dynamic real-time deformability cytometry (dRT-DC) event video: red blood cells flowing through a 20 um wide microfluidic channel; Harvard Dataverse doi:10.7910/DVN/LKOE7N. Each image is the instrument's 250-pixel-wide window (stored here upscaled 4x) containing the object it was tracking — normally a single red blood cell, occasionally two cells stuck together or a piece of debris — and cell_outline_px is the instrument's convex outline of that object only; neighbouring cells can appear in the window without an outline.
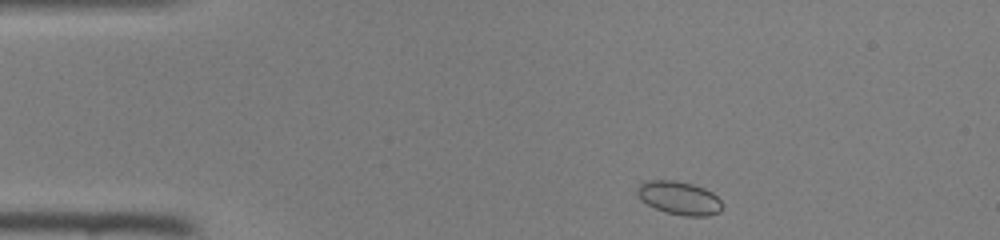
{"species": "common noctule bat (a hibernating species)", "species_latin": "Nyctalus noctula", "temperature_condition": "room temperature", "stored_images_in_passage": 8, "camera_frame_rate_fps": 3000, "um_per_image_px": 0.085, "animal": {"sex": "female", "body_mass_g": 22.0, "forearm_length_mm": 56.7}, "frame": {"image": 1, "passage_image": 1, "time_ms": 0.0, "image_size_px": [1000, 240], "cell_outline_px": [[720, 212], [708, 216], [684, 216], [664, 212], [640, 200], [636, 192], [636, 188], [644, 180], [676, 180], [692, 184], [704, 188], [712, 192], [720, 200]], "centroid_in_image_um": [57.69, 16.82], "position_along_channel_um": 27.3, "area_um2": 16.59}}